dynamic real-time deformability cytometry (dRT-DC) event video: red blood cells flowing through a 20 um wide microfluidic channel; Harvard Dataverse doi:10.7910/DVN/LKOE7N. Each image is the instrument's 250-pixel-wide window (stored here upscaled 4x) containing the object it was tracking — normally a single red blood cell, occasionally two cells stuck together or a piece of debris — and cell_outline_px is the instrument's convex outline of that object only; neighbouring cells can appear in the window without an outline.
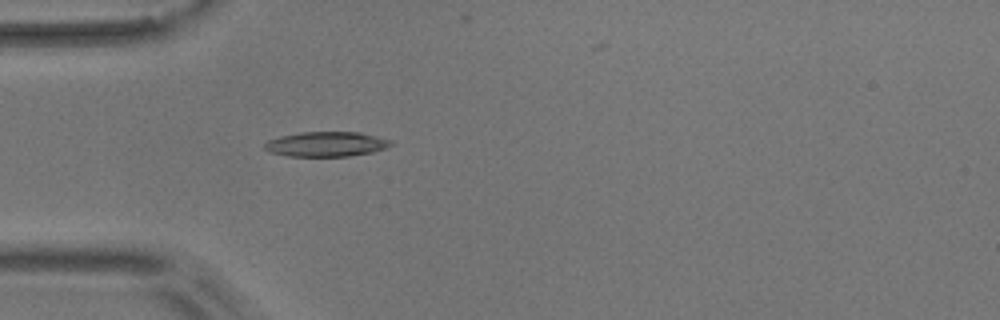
{"species": "common noctule bat (a hibernating species)", "species_latin": "Nyctalus noctula", "temperature_condition": "room temperature", "stored_images_in_passage": 4, "camera_frame_rate_fps": 3000, "um_per_image_px": 0.085, "animal": {"sex": "male", "body_mass_g": 17.9}, "frame": {"image": 1, "passage_image": 4, "time_ms": 4.667, "image_size_px": [1000, 320], "cell_outline_px": [[392, 144], [384, 148], [372, 152], [348, 156], [288, 156], [268, 152], [264, 148], [264, 144], [268, 140], [280, 136], [300, 132], [360, 132], [392, 140]], "centroid_in_image_um": [27.7, 12.25], "position_along_channel_um": 57.3, "area_um2": 18.26}}